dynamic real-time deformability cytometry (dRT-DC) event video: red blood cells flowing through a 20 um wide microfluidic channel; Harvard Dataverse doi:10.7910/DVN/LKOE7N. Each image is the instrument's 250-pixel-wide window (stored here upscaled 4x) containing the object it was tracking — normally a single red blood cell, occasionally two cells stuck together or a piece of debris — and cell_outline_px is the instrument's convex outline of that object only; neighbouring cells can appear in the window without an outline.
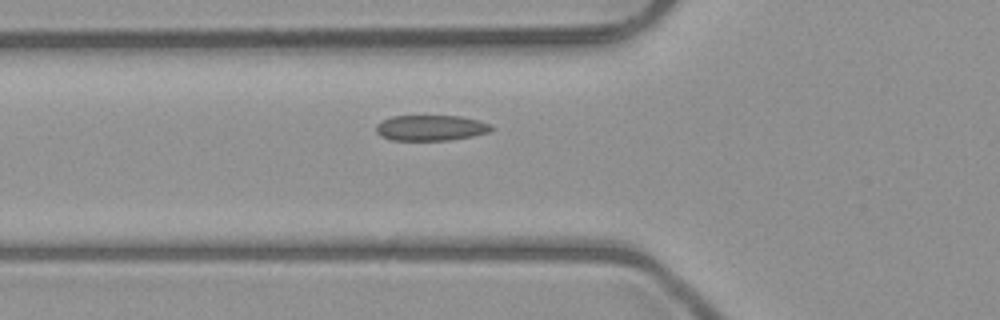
{"species": "common noctule bat (a hibernating species)", "species_latin": "Nyctalus noctula", "temperature_condition": "room temperature", "stored_images_in_passage": 4, "camera_frame_rate_fps": 3000, "um_per_image_px": 0.085, "animal": {"sex": "male", "body_mass_g": 23.1, "forearm_length_mm": 52.7}, "frame": {"image": 1, "passage_image": 4, "time_ms": 4.333, "image_size_px": [1000, 320], "cell_outline_px": [[496, 128], [488, 132], [472, 136], [448, 140], [392, 140], [380, 136], [376, 132], [376, 124], [392, 116], [460, 116], [480, 120], [492, 124]], "centroid_in_image_um": [36.65, 10.86], "position_along_channel_um": 89.1, "area_um2": 17.28}}